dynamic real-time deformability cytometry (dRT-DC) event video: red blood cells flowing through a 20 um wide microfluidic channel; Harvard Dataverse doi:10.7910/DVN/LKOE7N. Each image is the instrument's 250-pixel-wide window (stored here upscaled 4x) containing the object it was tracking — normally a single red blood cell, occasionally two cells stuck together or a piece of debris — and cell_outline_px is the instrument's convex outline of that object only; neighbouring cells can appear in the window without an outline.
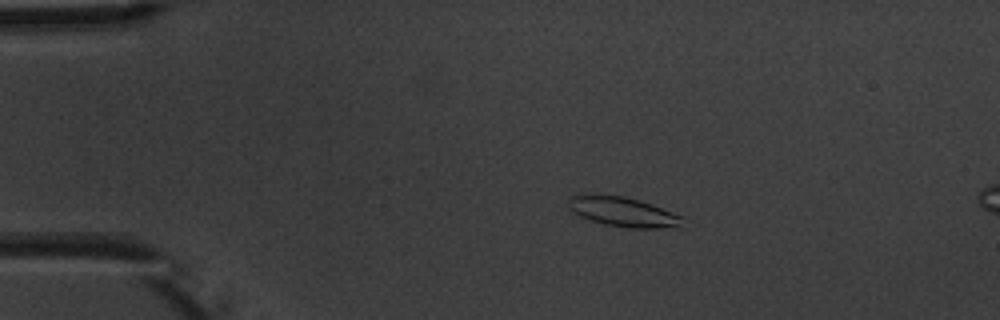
{"species": "common noctule bat (a hibernating species)", "species_latin": "Nyctalus noctula", "temperature_condition": "warm", "stored_images_in_passage": 5, "camera_frame_rate_fps": 3000, "um_per_image_px": 0.085, "animal": {"sex": "male", "body_mass_g": 20.1, "forearm_length_mm": 53.5}, "frame": {"image": 1, "passage_image": 3, "time_ms": 2.333, "image_size_px": [1000, 320], "cell_outline_px": [[684, 228], [628, 228], [604, 224], [580, 216], [572, 212], [568, 208], [568, 200], [572, 196], [624, 196], [640, 200], [652, 204], [684, 216]], "centroid_in_image_um": [53.09, 18.05], "position_along_channel_um": 31.9, "area_um2": 19.71}}